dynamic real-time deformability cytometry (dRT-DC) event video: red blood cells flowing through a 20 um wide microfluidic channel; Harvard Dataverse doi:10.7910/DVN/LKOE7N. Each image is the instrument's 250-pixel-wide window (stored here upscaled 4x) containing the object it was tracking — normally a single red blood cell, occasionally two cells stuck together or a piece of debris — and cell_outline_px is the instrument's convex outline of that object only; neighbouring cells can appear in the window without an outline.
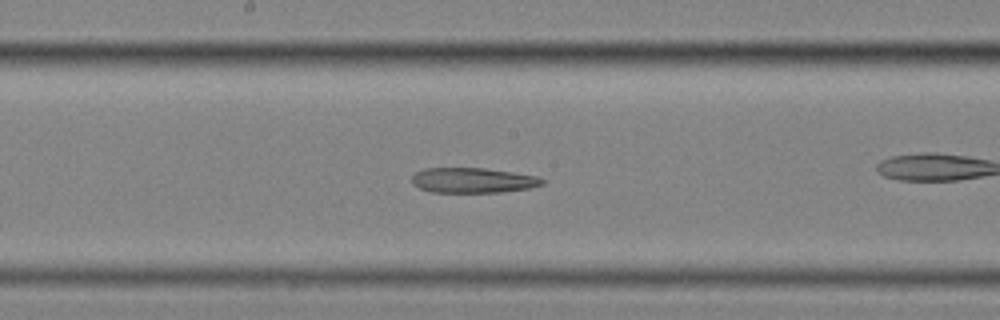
{"species": "common noctule bat (a hibernating species)", "species_latin": "Nyctalus noctula", "temperature_condition": "cold", "stored_images_in_passage": 49, "camera_frame_rate_fps": 3000, "um_per_image_px": 0.085, "animal": {"sex": "female", "body_mass_g": 25.1}, "frame": {"image": 1, "passage_image": 22, "time_ms": 7.0, "image_size_px": [1000, 320], "cell_outline_px": [[544, 184], [532, 188], [500, 192], [432, 192], [420, 188], [412, 184], [412, 176], [416, 172], [424, 168], [484, 168], [540, 176], [544, 180]], "centroid_in_image_um": [40.23, 15.32], "position_along_channel_um": 208.0, "area_um2": 19.19}}
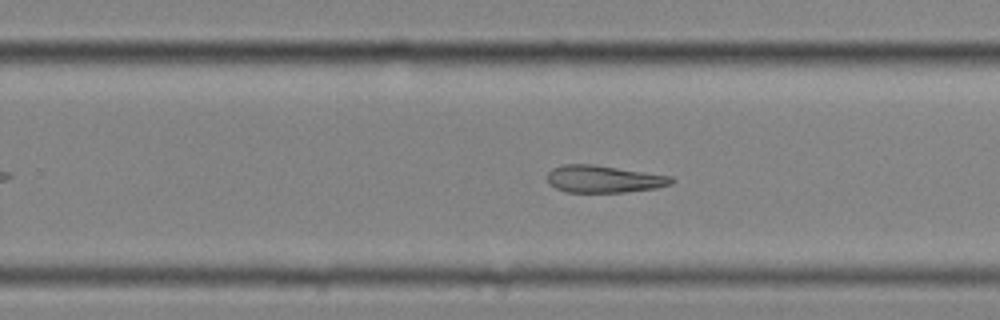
{"frame": {"image": 2, "passage_image": 28, "time_ms": 9.0, "image_size_px": [1000, 320], "cell_outline_px": [[676, 180], [672, 184], [656, 188], [624, 192], [564, 192], [548, 184], [548, 172], [552, 168], [564, 164], [592, 164], [672, 176]], "centroid_in_image_um": [51.32, 15.22], "position_along_channel_um": 278.5, "area_um2": 19.77}}